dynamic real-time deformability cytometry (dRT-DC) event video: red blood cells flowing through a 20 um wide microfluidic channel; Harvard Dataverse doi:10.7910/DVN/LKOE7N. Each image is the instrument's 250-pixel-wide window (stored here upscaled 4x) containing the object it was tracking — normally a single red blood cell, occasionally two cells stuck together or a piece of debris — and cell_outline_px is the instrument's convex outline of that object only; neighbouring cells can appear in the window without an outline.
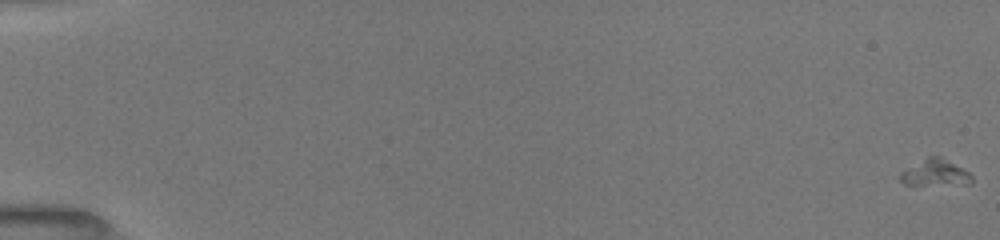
{"species": "common noctule bat (a hibernating species)", "species_latin": "Nyctalus noctula", "temperature_condition": "room temperature", "stored_images_in_passage": 19, "camera_frame_rate_fps": 3000, "um_per_image_px": 0.085, "animal": {"sex": "female", "body_mass_g": 19.5, "forearm_length_mm": 54.1}, "frame": {"image": 1, "passage_image": 1, "time_ms": 0.0, "image_size_px": [1000, 240], "cell_outline_px": [[972, 184], [904, 184], [900, 180], [900, 172], [928, 156], [940, 156], [968, 172], [972, 176]], "centroid_in_image_um": [79.49, 14.69], "position_along_channel_um": 5.5, "area_um2": 10.75}}
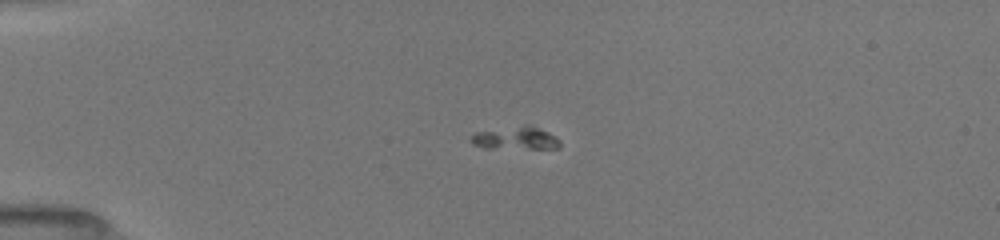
{"frame": {"image": 2, "passage_image": 15, "time_ms": 4.667, "image_size_px": [1000, 240], "cell_outline_px": [[560, 148], [484, 148], [472, 144], [468, 140], [476, 132], [524, 124], [528, 124], [548, 132], [556, 136], [560, 140]], "centroid_in_image_um": [43.82, 11.74], "position_along_channel_um": 41.2, "area_um2": 11.96}}